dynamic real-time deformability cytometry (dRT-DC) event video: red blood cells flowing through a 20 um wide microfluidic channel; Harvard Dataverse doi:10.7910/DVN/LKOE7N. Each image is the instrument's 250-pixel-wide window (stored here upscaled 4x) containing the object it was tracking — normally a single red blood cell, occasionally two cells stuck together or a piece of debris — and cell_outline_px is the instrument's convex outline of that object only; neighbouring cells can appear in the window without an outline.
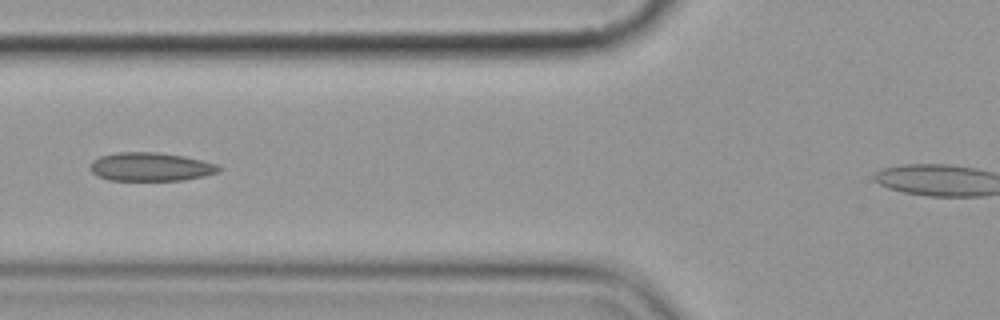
{"species": "common noctule bat (a hibernating species)", "species_latin": "Nyctalus noctula", "temperature_condition": "cold", "stored_images_in_passage": 7, "camera_frame_rate_fps": 3000, "um_per_image_px": 0.085, "animal": {"sex": "female", "body_mass_g": 19.9}, "frame": {"image": 1, "passage_image": 5, "time_ms": 4.667, "image_size_px": [1000, 320], "cell_outline_px": [[224, 168], [220, 172], [204, 176], [184, 180], [108, 180], [96, 176], [88, 168], [92, 160], [100, 156], [120, 152], [156, 152], [184, 156], [216, 164]], "centroid_in_image_um": [12.79, 14.18], "position_along_channel_um": 113.0, "area_um2": 21.56}}
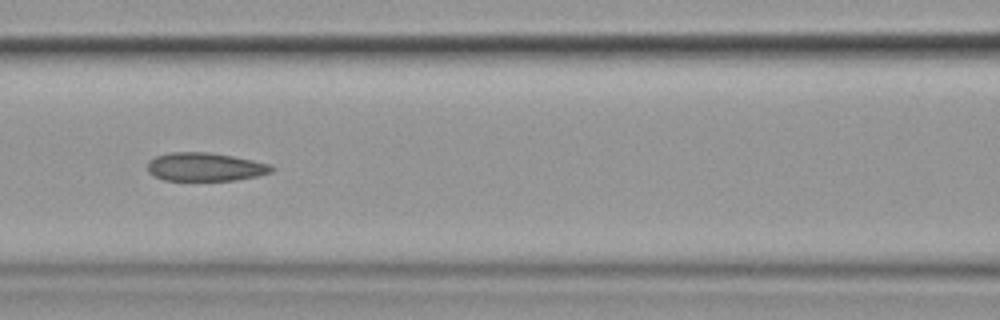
{"frame": {"image": 2, "passage_image": 6, "time_ms": 5.667, "image_size_px": [1000, 320], "cell_outline_px": [[276, 168], [272, 172], [256, 176], [236, 180], [164, 180], [152, 176], [148, 172], [148, 160], [156, 156], [172, 152], [208, 152], [232, 156], [272, 164]], "centroid_in_image_um": [17.44, 14.19], "position_along_channel_um": 149.2, "area_um2": 20.63}}
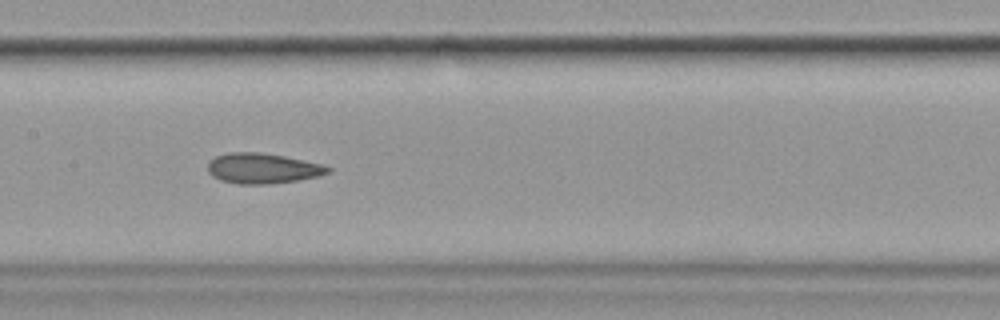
{"frame": {"image": 3, "passage_image": 7, "time_ms": 6.667, "image_size_px": [1000, 320], "cell_outline_px": [[332, 172], [320, 176], [296, 180], [268, 184], [236, 184], [220, 180], [212, 176], [208, 172], [208, 160], [216, 156], [228, 152], [260, 152], [284, 156], [324, 164], [332, 168]], "centroid_in_image_um": [22.33, 14.31], "position_along_channel_um": 185.1, "area_um2": 21.5}}